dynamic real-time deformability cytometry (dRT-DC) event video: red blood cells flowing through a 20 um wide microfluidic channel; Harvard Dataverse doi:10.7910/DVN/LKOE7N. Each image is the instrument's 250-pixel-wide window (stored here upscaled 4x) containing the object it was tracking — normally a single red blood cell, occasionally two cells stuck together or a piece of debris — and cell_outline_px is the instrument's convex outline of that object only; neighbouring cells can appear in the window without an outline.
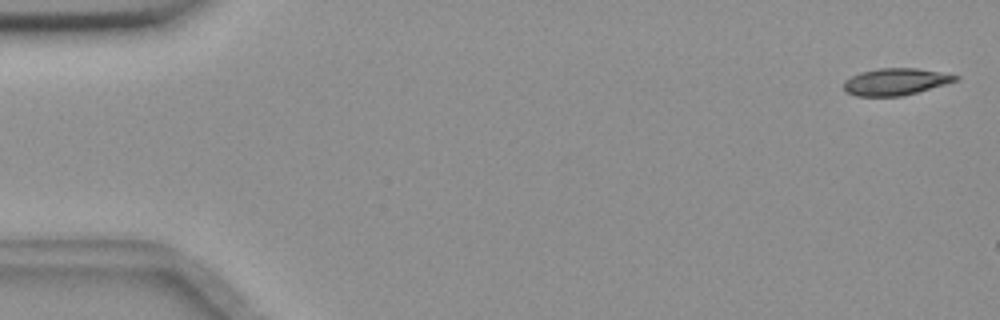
{"species": "common noctule bat (a hibernating species)", "species_latin": "Nyctalus noctula", "temperature_condition": "room temperature", "stored_images_in_passage": 9, "camera_frame_rate_fps": 3000, "um_per_image_px": 0.085, "animal": {"sex": "female", "body_mass_g": 18.4}, "frame": {"image": 1, "passage_image": 2, "time_ms": 0.333, "image_size_px": [1000, 320], "cell_outline_px": [[960, 80], [904, 96], [856, 96], [844, 92], [844, 80], [860, 72], [880, 68], [916, 68], [960, 76]], "centroid_in_image_um": [76.11, 6.95], "position_along_channel_um": 8.9, "area_um2": 17.57}}